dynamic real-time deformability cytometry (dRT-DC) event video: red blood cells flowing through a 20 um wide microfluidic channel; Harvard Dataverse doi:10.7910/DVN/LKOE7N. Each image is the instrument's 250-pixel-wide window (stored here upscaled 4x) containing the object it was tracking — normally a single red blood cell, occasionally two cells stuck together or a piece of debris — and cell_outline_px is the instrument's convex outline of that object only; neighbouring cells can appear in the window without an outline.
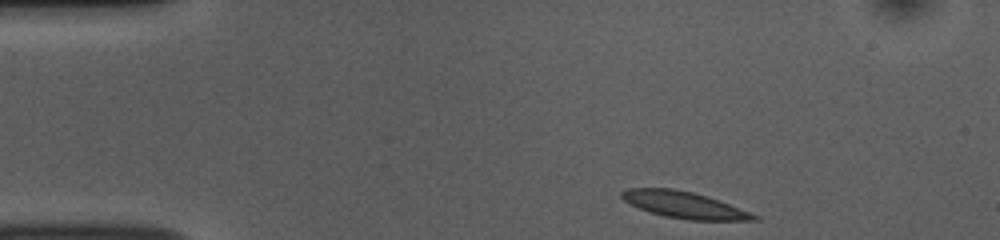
{"species": "common noctule bat (a hibernating species)", "species_latin": "Nyctalus noctula", "temperature_condition": "room temperature", "stored_images_in_passage": 45, "camera_frame_rate_fps": 3000, "um_per_image_px": 0.085, "animal": {"sex": "female", "body_mass_g": 10.0, "forearm_length_mm": 53.1}, "frame": {"image": 1, "passage_image": 1, "time_ms": 0.0, "image_size_px": [1000, 240], "cell_outline_px": [[760, 220], [688, 220], [664, 216], [640, 208], [624, 200], [620, 196], [620, 192], [628, 188], [672, 188], [692, 192], [708, 196], [760, 216]], "centroid_in_image_um": [58.17, 17.41], "position_along_channel_um": 26.8, "area_um2": 20.29}}
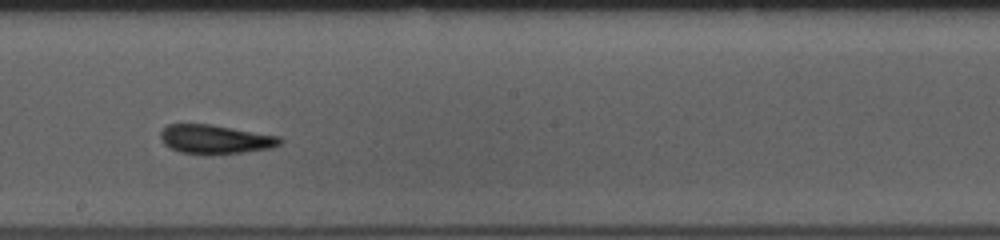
{"frame": {"image": 2, "passage_image": 22, "time_ms": 7.0, "image_size_px": [1000, 240], "cell_outline_px": [[284, 140], [280, 144], [272, 148], [244, 152], [208, 156], [204, 156], [180, 152], [164, 144], [160, 140], [160, 132], [168, 124], [208, 124], [280, 136]], "centroid_in_image_um": [18.29, 11.86], "position_along_channel_um": 229.9, "area_um2": 20.52}}
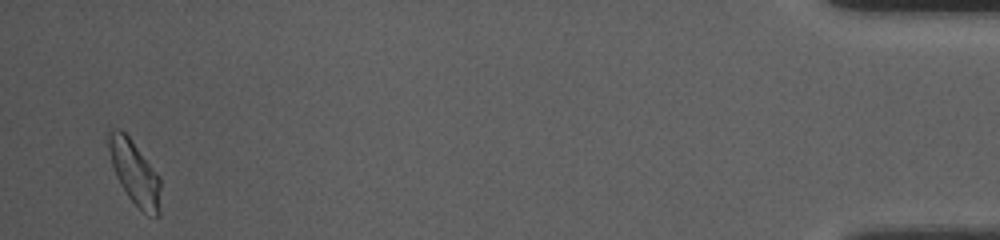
{"frame": {"image": 3, "passage_image": 44, "time_ms": 14.333, "image_size_px": [1000, 240], "cell_outline_px": [[160, 216], [148, 216], [128, 196], [120, 184], [116, 176], [112, 164], [108, 148], [108, 132], [112, 128], [120, 128], [128, 136], [160, 176]], "centroid_in_image_um": [11.45, 14.67], "position_along_channel_um": 423.7, "area_um2": 19.25}, "authors_computed_cell_mechanics": {"area_um2": 19.941, "velocity_mm_per_s": 3.7565, "shape_relaxation_time_tau1_ms": 3.7474, "shape_relaxation_time_tau2_ms": 3.2198, "deformation_change_tau1": 0.1176, "deformation_change_tau2": 0.0719}}